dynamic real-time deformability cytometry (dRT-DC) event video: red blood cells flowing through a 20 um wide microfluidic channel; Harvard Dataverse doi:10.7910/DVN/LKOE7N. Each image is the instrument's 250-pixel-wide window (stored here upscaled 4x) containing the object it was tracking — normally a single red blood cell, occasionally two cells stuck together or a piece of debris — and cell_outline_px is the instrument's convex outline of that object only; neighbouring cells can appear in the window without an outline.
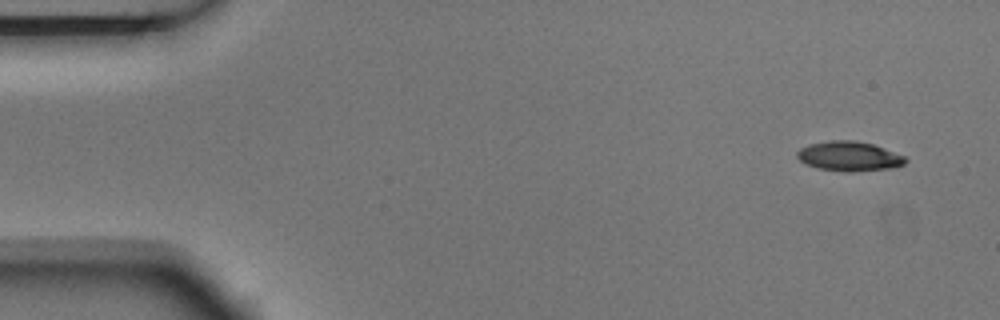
{"species": "Egyptian fruit bat (a non-hibernating species)", "species_latin": "Rousettus aegyptiacus", "temperature_condition": "room temperature", "stored_images_in_passage": 3, "camera_frame_rate_fps": 3000, "um_per_image_px": 0.085, "animal": {"sex": "male"}, "frame": {"image": 1, "passage_image": 1, "time_ms": 0.0, "image_size_px": [1000, 320], "cell_outline_px": [[908, 160], [904, 164], [888, 168], [848, 172], [820, 168], [808, 164], [800, 160], [796, 156], [796, 152], [800, 148], [808, 144], [828, 140], [856, 140], [872, 144], [884, 148], [904, 156]], "centroid_in_image_um": [72.15, 13.26], "position_along_channel_um": 12.8, "area_um2": 18.5}}
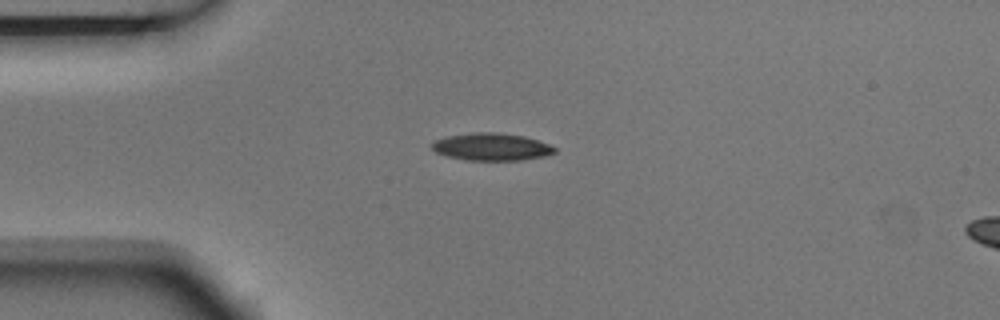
{"frame": {"image": 2, "passage_image": 3, "time_ms": 0.667, "image_size_px": [1000, 320], "cell_outline_px": [[556, 152], [544, 156], [520, 160], [468, 160], [448, 156], [436, 152], [432, 148], [432, 144], [436, 140], [448, 136], [472, 132], [496, 132], [524, 136], [548, 144], [556, 148]], "centroid_in_image_um": [41.79, 12.48], "position_along_channel_um": 43.2, "area_um2": 19.36}}